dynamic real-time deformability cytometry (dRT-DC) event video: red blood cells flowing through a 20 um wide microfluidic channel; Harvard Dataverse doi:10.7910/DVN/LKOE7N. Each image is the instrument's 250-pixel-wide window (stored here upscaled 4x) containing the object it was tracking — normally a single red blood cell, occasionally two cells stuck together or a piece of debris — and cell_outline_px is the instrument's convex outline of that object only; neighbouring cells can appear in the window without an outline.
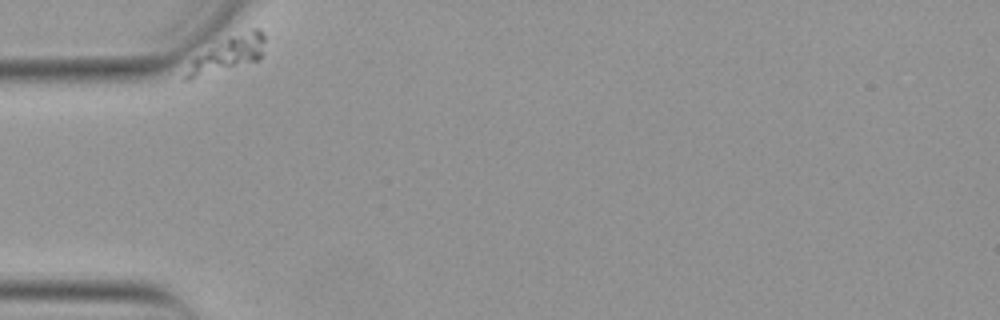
{"species": "Egyptian fruit bat (a non-hibernating species)", "species_latin": "Rousettus aegyptiacus", "temperature_condition": "warm", "stored_images_in_passage": 32, "camera_frame_rate_fps": 3000, "um_per_image_px": 0.085, "animal": {"sex": "female"}, "frame": {"image": 1, "passage_image": 1, "time_ms": 0.0, "image_size_px": [1000, 320], "cell_outline_px": [[264, 40], [260, 60], [192, 80], [184, 80], [184, 76], [192, 60], [196, 56], [228, 36], [252, 28], [260, 28], [264, 36]], "centroid_in_image_um": [19.36, 4.61], "position_along_channel_um": 65.6, "area_um2": 16.13}}
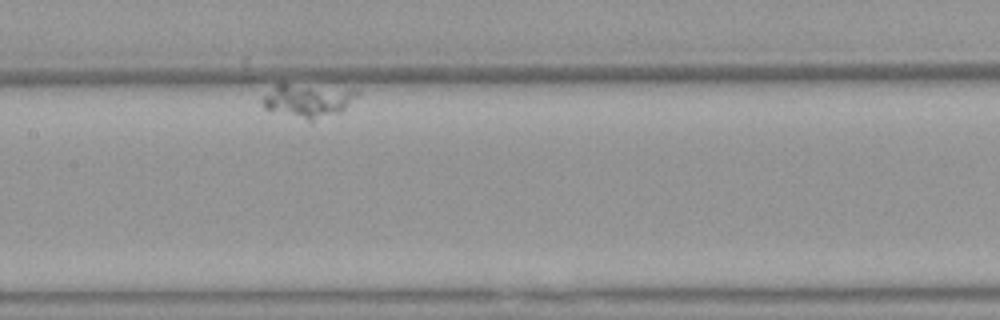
{"frame": {"image": 2, "passage_image": 18, "time_ms": 5.667, "image_size_px": [1000, 320], "cell_outline_px": [[360, 92], [340, 112], [312, 124], [264, 108], [260, 100], [276, 84], [288, 84], [356, 88]], "centroid_in_image_um": [26.19, 8.59], "position_along_channel_um": 181.2, "area_um2": 19.07}}
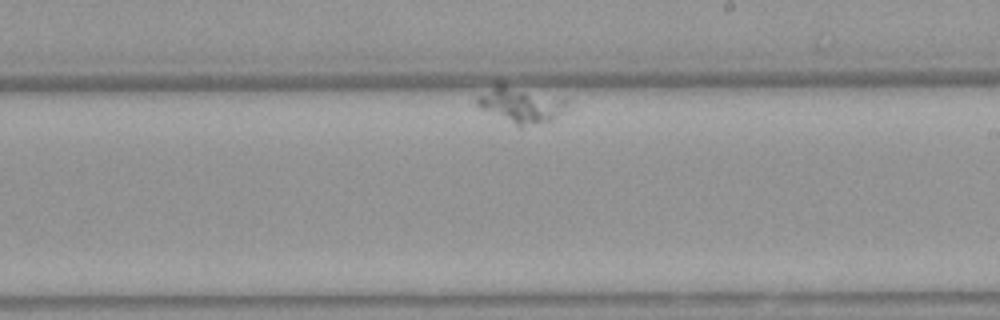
{"frame": {"image": 3, "passage_image": 27, "time_ms": 8.667, "image_size_px": [1000, 320], "cell_outline_px": [[568, 104], [552, 120], [520, 128], [516, 128], [480, 108], [476, 104], [476, 96], [496, 80], [500, 80], [568, 100]], "centroid_in_image_um": [44.14, 8.86], "position_along_channel_um": 244.9, "area_um2": 19.83}}